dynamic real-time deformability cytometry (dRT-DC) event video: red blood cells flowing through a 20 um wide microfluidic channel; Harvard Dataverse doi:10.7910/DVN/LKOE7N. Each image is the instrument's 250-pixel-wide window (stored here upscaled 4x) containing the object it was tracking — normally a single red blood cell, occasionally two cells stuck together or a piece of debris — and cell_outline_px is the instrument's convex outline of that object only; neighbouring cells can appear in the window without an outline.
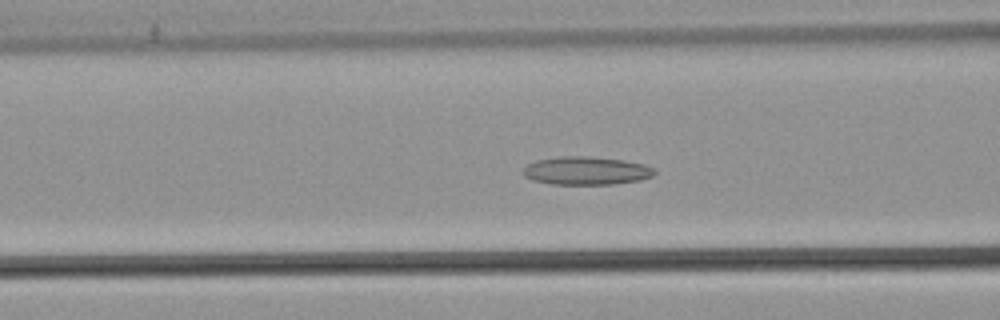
{"species": "common noctule bat (a hibernating species)", "species_latin": "Nyctalus noctula", "temperature_condition": "warm", "stored_images_in_passage": 55, "camera_frame_rate_fps": 3000, "um_per_image_px": 0.085, "animal": {"sex": "male", "body_mass_g": 21.5, "forearm_length_mm": 52.0}, "frame": {"image": 1, "passage_image": 23, "time_ms": 7.333, "image_size_px": [1000, 320], "cell_outline_px": [[656, 172], [652, 176], [640, 180], [612, 184], [552, 184], [532, 180], [524, 176], [520, 172], [528, 164], [536, 160], [560, 156], [584, 156], [624, 160], [644, 164], [656, 168]], "centroid_in_image_um": [49.82, 14.51], "position_along_channel_um": 116.8, "area_um2": 21.68}}
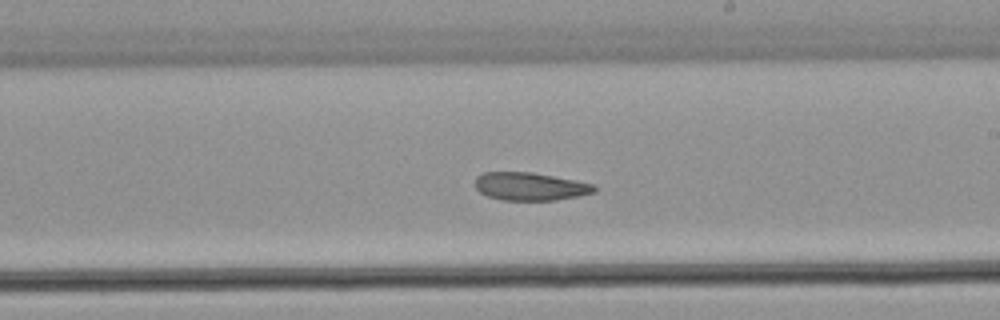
{"frame": {"image": 2, "passage_image": 33, "time_ms": 10.667, "image_size_px": [1000, 320], "cell_outline_px": [[596, 192], [580, 196], [556, 200], [500, 200], [488, 196], [480, 192], [476, 188], [476, 176], [484, 172], [532, 172], [592, 184], [596, 188]], "centroid_in_image_um": [45.04, 15.85], "position_along_channel_um": 244.0, "area_um2": 19.31}}
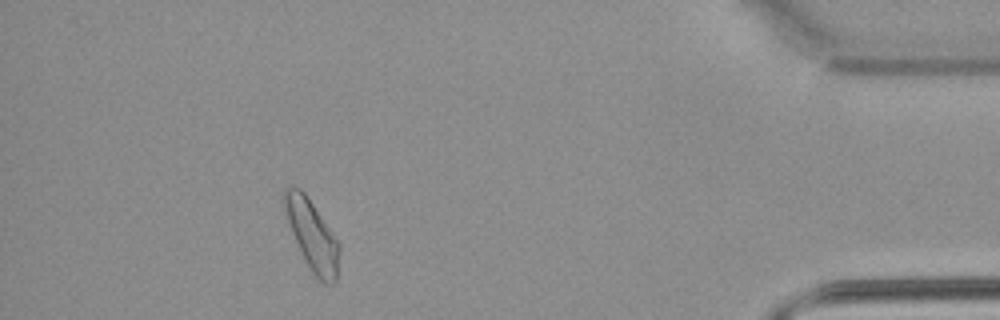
{"frame": {"image": 3, "passage_image": 50, "time_ms": 16.333, "image_size_px": [1000, 320], "cell_outline_px": [[340, 252], [336, 280], [332, 284], [324, 284], [312, 272], [304, 260], [292, 232], [280, 200], [284, 188], [300, 188], [304, 192], [340, 244]], "centroid_in_image_um": [26.5, 19.99], "position_along_channel_um": 408.7, "area_um2": 22.25}, "authors_computed_cell_mechanics": {"area_um2": 22.253, "velocity_mm_per_s": 3.8238, "shape_relaxation_time_tau1_ms": null, "shape_relaxation_time_tau2_ms": 6.758, "deformation_change_tau1": null, "deformation_change_tau2": 0.1349}}